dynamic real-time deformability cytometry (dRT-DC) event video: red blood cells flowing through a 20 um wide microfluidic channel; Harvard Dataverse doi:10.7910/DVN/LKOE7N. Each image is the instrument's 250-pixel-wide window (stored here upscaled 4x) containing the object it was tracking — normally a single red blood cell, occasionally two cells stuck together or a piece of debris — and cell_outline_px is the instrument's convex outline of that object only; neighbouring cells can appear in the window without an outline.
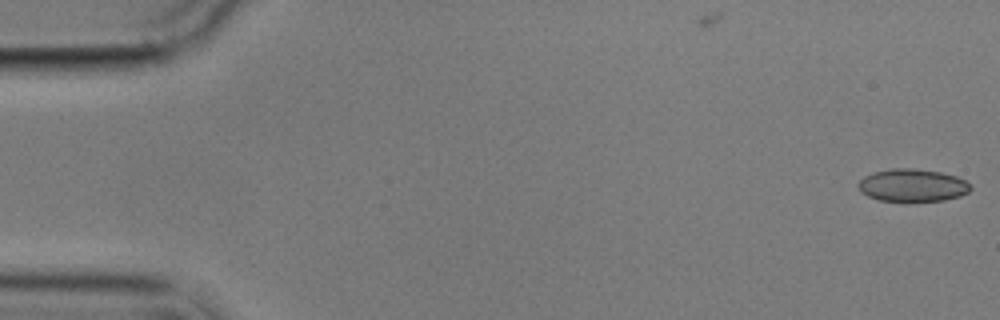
{"species": "common noctule bat (a hibernating species)", "species_latin": "Nyctalus noctula", "temperature_condition": "cold", "stored_images_in_passage": 5, "camera_frame_rate_fps": 3000, "um_per_image_px": 0.085, "animal": {"sex": "male", "body_mass_g": 17.9}, "frame": {"image": 1, "passage_image": 1, "time_ms": 0.0, "image_size_px": [1000, 320], "cell_outline_px": [[972, 188], [968, 192], [960, 196], [944, 200], [876, 200], [868, 196], [856, 184], [864, 176], [872, 172], [892, 168], [912, 168], [940, 172], [956, 176], [972, 184]], "centroid_in_image_um": [77.57, 15.73], "position_along_channel_um": 7.4, "area_um2": 21.15}}
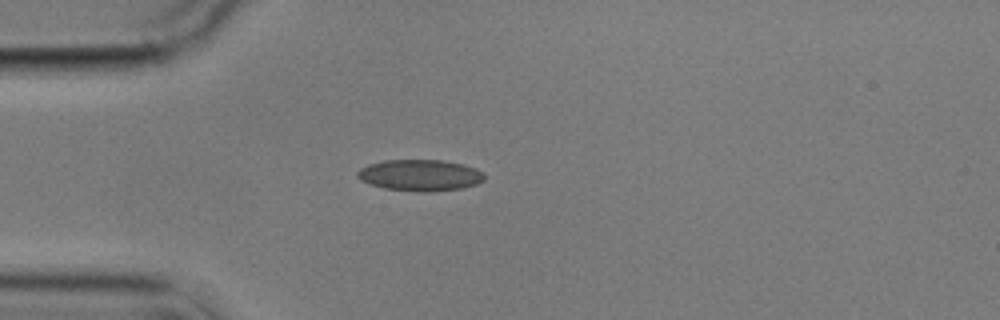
{"frame": {"image": 2, "passage_image": 5, "time_ms": 4.667, "image_size_px": [1000, 320], "cell_outline_px": [[484, 180], [476, 184], [464, 188], [384, 188], [360, 180], [356, 176], [356, 172], [360, 168], [368, 164], [384, 160], [440, 160], [464, 164], [476, 168], [484, 172]], "centroid_in_image_um": [35.69, 14.82], "position_along_channel_um": 49.3, "area_um2": 22.08}}